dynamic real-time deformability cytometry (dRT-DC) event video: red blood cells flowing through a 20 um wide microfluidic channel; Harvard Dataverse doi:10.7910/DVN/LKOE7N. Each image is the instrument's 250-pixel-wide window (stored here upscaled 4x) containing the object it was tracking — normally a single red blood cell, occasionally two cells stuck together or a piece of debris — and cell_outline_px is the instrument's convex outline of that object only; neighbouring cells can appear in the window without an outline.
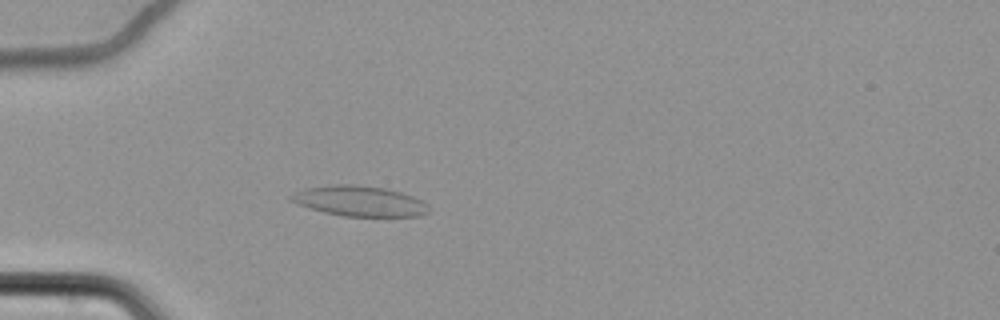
{"species": "common noctule bat (a hibernating species)", "species_latin": "Nyctalus noctula", "temperature_condition": "cold", "stored_images_in_passage": 54, "camera_frame_rate_fps": 3000, "um_per_image_px": 0.085, "animal": {"sex": "female", "body_mass_g": 22.7, "forearm_length_mm": 54.2}, "frame": {"image": 1, "passage_image": 23, "time_ms": 7.333, "image_size_px": [1000, 320], "cell_outline_px": [[428, 212], [420, 216], [344, 216], [324, 212], [308, 208], [296, 204], [288, 200], [288, 196], [304, 188], [328, 184], [352, 184], [384, 188], [400, 192], [412, 196], [420, 200], [424, 204]], "centroid_in_image_um": [30.45, 17.08], "position_along_channel_um": 54.5, "area_um2": 24.28}}
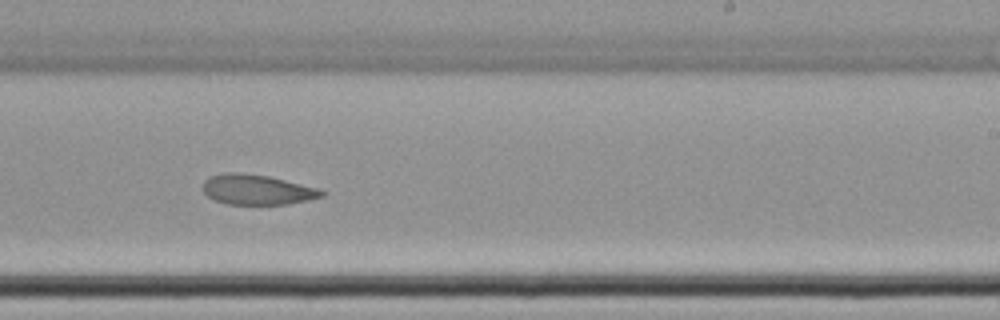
{"frame": {"image": 2, "passage_image": 43, "time_ms": 14.0, "image_size_px": [1000, 320], "cell_outline_px": [[324, 196], [308, 200], [288, 204], [228, 204], [212, 200], [204, 192], [204, 180], [208, 176], [224, 172], [240, 172], [268, 176], [320, 188], [324, 192]], "centroid_in_image_um": [21.84, 16.11], "position_along_channel_um": 267.2, "area_um2": 20.98}}
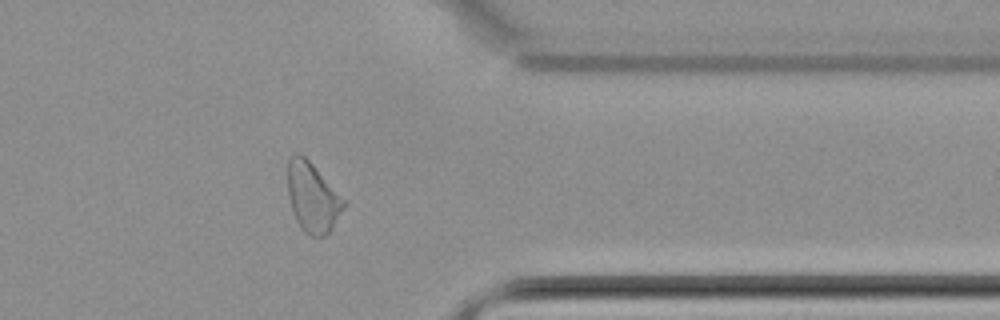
{"frame": {"image": 3, "passage_image": 54, "time_ms": 17.667, "image_size_px": [1000, 320], "cell_outline_px": [[348, 204], [332, 228], [324, 236], [312, 236], [304, 232], [300, 228], [296, 220], [288, 196], [288, 160], [292, 152], [300, 152], [312, 164]], "centroid_in_image_um": [26.56, 16.77], "position_along_channel_um": 384.8, "area_um2": 22.66}, "authors_computed_cell_mechanics": {"area_um2": 23.2356, "velocity_mm_per_s": 3.442, "shape_relaxation_time_tau1_ms": null, "shape_relaxation_time_tau2_ms": 5.4949, "deformation_change_tau1": null, "deformation_change_tau2": 0.0986}}